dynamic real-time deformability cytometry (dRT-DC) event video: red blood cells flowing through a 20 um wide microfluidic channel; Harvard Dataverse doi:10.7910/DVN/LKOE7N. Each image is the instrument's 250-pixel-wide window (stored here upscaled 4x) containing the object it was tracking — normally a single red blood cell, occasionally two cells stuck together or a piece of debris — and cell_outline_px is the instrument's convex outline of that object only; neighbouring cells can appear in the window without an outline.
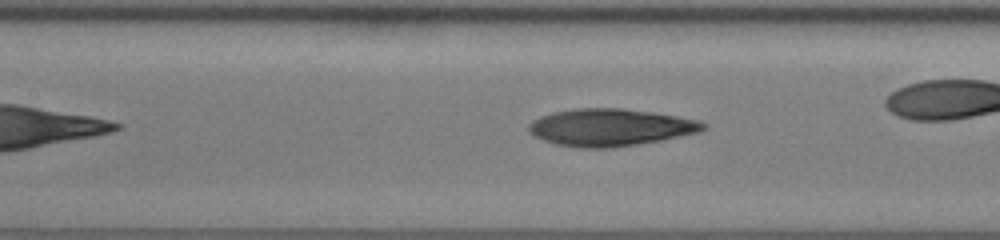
{"species": "human", "species_latin": "Homo sapiens", "temperature_condition": "room temperature", "stored_images_in_passage": 34, "camera_frame_rate_fps": 3000, "um_per_image_px": 0.085, "donor": {"sex": "female"}, "frame": {"image": 1, "passage_image": 8, "time_ms": 2.333, "image_size_px": [1000, 240], "cell_outline_px": [[700, 128], [684, 132], [644, 140], [620, 144], [572, 144], [556, 140], [544, 136], [536, 132], [536, 124], [544, 120], [556, 116], [572, 112], [632, 112], [664, 116], [700, 124]], "centroid_in_image_um": [51.91, 10.83], "position_along_channel_um": 155.5, "area_um2": 28.44}}
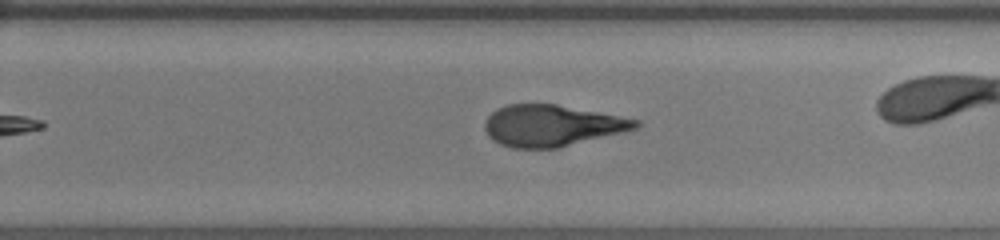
{"frame": {"image": 2, "passage_image": 17, "time_ms": 5.333, "image_size_px": [1000, 240], "cell_outline_px": [[636, 124], [624, 128], [560, 144], [512, 144], [500, 140], [488, 128], [488, 124], [492, 116], [496, 112], [504, 108], [524, 104], [548, 104], [628, 120]], "centroid_in_image_um": [46.75, 10.58], "position_along_channel_um": 283.0, "area_um2": 29.42}}
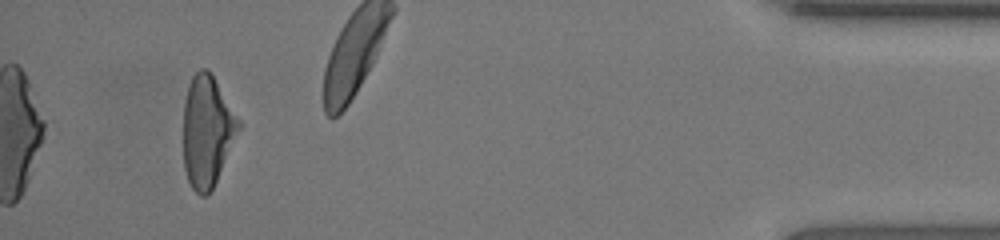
{"frame": {"image": 3, "passage_image": 31, "time_ms": 10.0, "image_size_px": [1000, 240], "cell_outline_px": [[228, 132], [216, 176], [212, 188], [208, 192], [204, 192], [196, 188], [192, 184], [188, 176], [184, 156], [184, 116], [188, 92], [192, 84], [208, 72], [212, 76], [224, 108], [228, 120]], "centroid_in_image_um": [17.35, 11.28], "position_along_channel_um": 417.8, "area_um2": 28.03}, "authors_computed_cell_mechanics": {"area_um2": 28.4665, "velocity_mm_per_s": 4.2668, "shape_relaxation_time_tau1_ms": null, "shape_relaxation_time_tau2_ms": 5.9814, "deformation_change_tau1": null, "deformation_change_tau2": 0.1629}}